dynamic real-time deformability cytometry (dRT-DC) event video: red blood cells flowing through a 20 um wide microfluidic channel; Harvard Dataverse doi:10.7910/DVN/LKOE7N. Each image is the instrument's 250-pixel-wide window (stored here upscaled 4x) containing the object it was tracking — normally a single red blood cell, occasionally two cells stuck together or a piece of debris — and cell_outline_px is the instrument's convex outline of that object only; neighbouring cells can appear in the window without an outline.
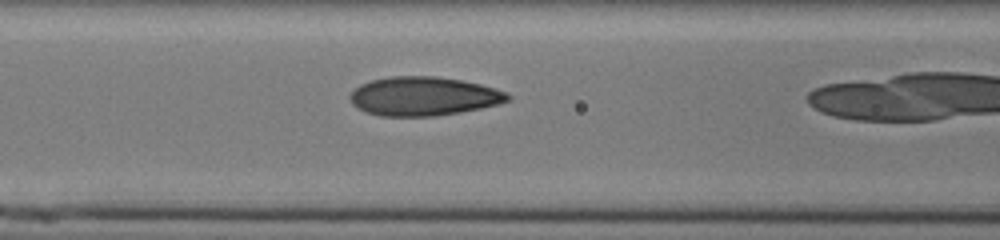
{"species": "human", "species_latin": "Homo sapiens", "temperature_condition": "cold", "stored_images_in_passage": 36, "camera_frame_rate_fps": 3000, "um_per_image_px": 0.085, "donor": {"sex": "male"}, "frame": {"image": 1, "passage_image": 19, "time_ms": 6.0, "image_size_px": [1000, 240], "cell_outline_px": [[512, 96], [508, 100], [500, 104], [460, 112], [436, 116], [380, 116], [364, 112], [352, 104], [348, 96], [360, 84], [372, 80], [388, 76], [436, 76], [460, 80], [480, 84], [508, 92]], "centroid_in_image_um": [35.99, 8.18], "position_along_channel_um": 130.6, "area_um2": 35.89}}
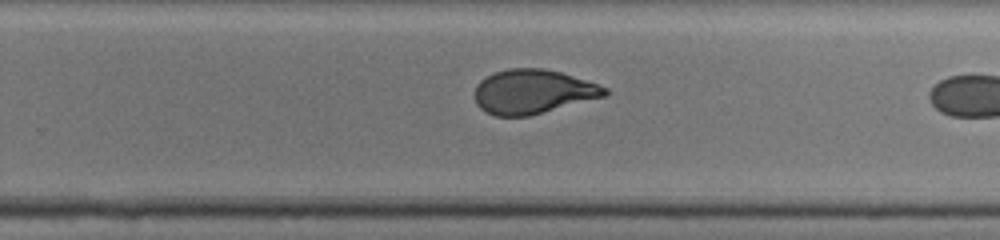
{"frame": {"image": 2, "passage_image": 31, "time_ms": 10.0, "image_size_px": [1000, 240], "cell_outline_px": [[608, 96], [528, 116], [496, 116], [480, 108], [476, 104], [476, 84], [480, 80], [496, 72], [508, 68], [544, 68], [560, 72], [608, 88]], "centroid_in_image_um": [45.31, 7.79], "position_along_channel_um": 284.5, "area_um2": 33.35}}
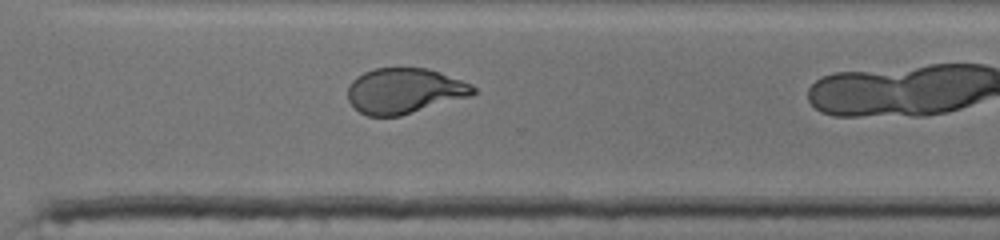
{"frame": {"image": 3, "passage_image": 35, "time_ms": 11.333, "image_size_px": [1000, 240], "cell_outline_px": [[476, 92], [472, 96], [400, 116], [368, 116], [360, 112], [348, 100], [348, 84], [356, 76], [372, 68], [428, 68], [440, 72], [472, 84], [476, 88]], "centroid_in_image_um": [34.38, 7.72], "position_along_channel_um": 336.2, "area_um2": 33.41}}